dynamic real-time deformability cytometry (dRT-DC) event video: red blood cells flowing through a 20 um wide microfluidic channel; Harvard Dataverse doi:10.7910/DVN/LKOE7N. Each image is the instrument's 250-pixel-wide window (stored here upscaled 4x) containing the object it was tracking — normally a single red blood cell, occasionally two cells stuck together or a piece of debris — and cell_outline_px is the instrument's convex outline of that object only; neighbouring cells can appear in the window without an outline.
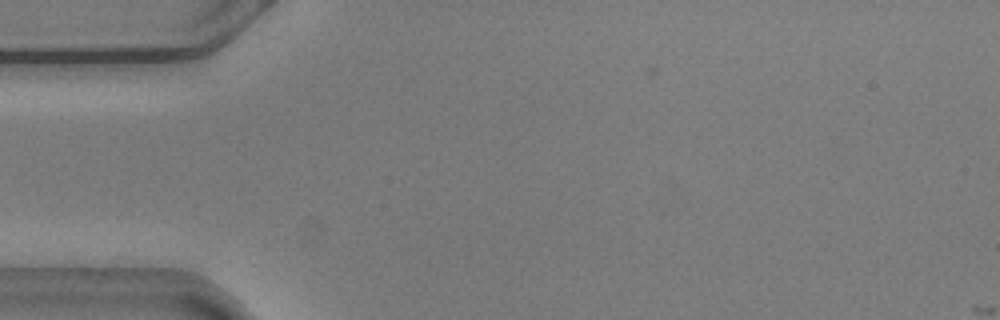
{"species": "common noctule bat (a hibernating species)", "species_latin": "Nyctalus noctula", "temperature_condition": "warm", "stored_images_in_passage": 5, "camera_frame_rate_fps": 3000, "um_per_image_px": 0.085, "animal": {"sex": "male", "body_mass_g": 20.5, "forearm_length_mm": 52.5}, "frame": {"image": 1, "passage_image": 2, "time_ms": 0.333, "image_size_px": [1000, 320], "cell_outline_px": [[228, 36], [224, 40], [212, 48], [196, 56], [124, 56], [88, 52], [88, 48]], "centroid_in_image_um": [13.8, 4.09], "position_along_channel_um": 71.2, "area_um2": 11.62}}